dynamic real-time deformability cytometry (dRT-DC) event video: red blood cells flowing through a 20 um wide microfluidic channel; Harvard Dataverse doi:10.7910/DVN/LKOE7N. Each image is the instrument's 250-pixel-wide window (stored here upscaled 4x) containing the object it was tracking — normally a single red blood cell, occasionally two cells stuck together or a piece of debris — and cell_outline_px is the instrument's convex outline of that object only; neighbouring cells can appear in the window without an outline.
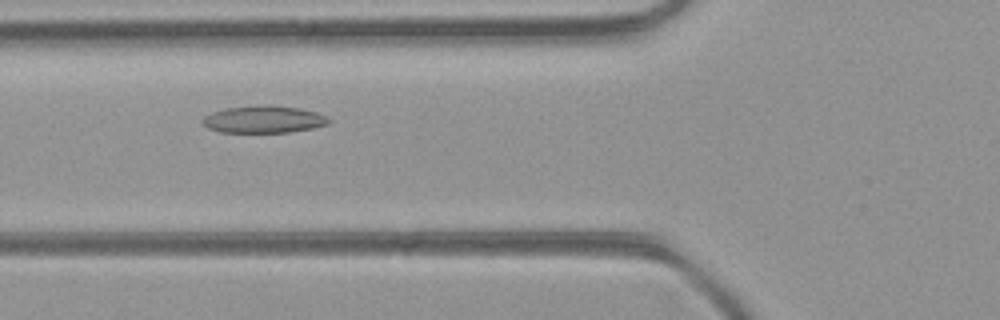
{"species": "common noctule bat (a hibernating species)", "species_latin": "Nyctalus noctula", "temperature_condition": "room temperature", "stored_images_in_passage": 27, "camera_frame_rate_fps": 3000, "um_per_image_px": 0.085, "animal": {"sex": "female", "body_mass_g": 21.9}, "frame": {"image": 1, "passage_image": 4, "time_ms": 1.0, "image_size_px": [1000, 320], "cell_outline_px": [[332, 120], [328, 124], [312, 128], [288, 132], [220, 132], [208, 128], [200, 120], [204, 116], [212, 112], [224, 108], [260, 104], [264, 104], [300, 108], [316, 112], [328, 116]], "centroid_in_image_um": [22.41, 10.13], "position_along_channel_um": 103.4, "area_um2": 20.23}}
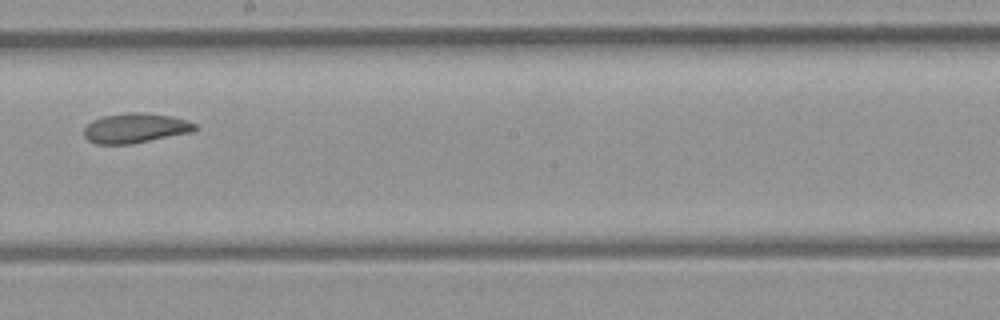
{"frame": {"image": 2, "passage_image": 13, "time_ms": 4.0, "image_size_px": [1000, 320], "cell_outline_px": [[200, 128], [192, 132], [132, 144], [96, 144], [88, 140], [84, 136], [84, 128], [92, 120], [104, 116], [128, 112], [144, 112], [172, 116], [188, 120], [196, 124]], "centroid_in_image_um": [11.54, 10.88], "position_along_channel_um": 236.7, "area_um2": 19.48}}
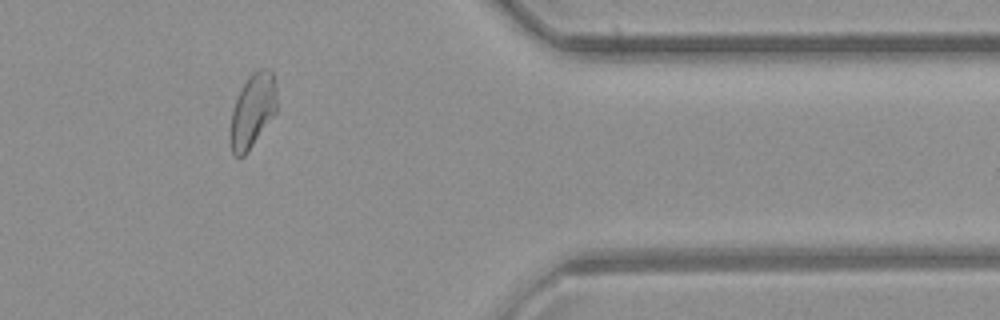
{"frame": {"image": 3, "passage_image": 25, "time_ms": 8.0, "image_size_px": [1000, 320], "cell_outline_px": [[276, 112], [244, 156], [236, 156], [232, 152], [228, 140], [228, 132], [232, 112], [236, 100], [248, 76], [256, 68], [268, 68], [272, 72], [276, 84]], "centroid_in_image_um": [21.45, 9.4], "position_along_channel_um": 390.0, "area_um2": 20.11}, "authors_computed_cell_mechanics": {"area_um2": 19.652, "velocity_mm_per_s": 4.4299, "shape_relaxation_time_tau1_ms": null, "shape_relaxation_time_tau2_ms": 2.3472, "deformation_change_tau1": null, "deformation_change_tau2": 0.0687}}